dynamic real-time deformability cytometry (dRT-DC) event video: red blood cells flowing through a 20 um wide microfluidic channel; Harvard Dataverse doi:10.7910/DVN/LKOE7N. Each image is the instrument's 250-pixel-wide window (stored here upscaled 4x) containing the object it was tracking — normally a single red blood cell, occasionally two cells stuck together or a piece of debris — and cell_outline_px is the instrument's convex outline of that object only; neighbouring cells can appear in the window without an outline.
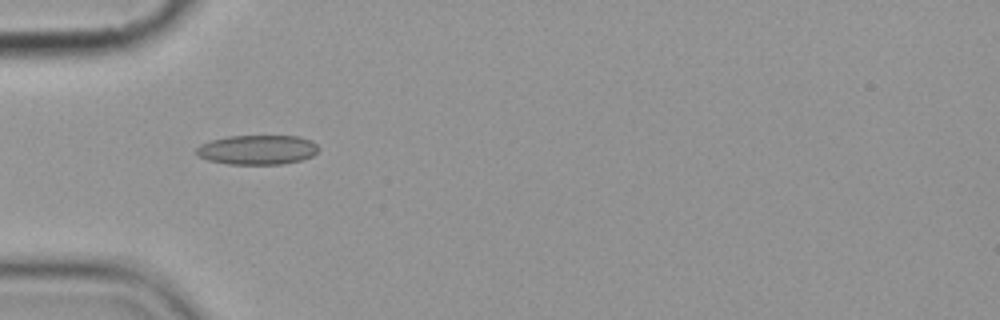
{"species": "common noctule bat (a hibernating species)", "species_latin": "Nyctalus noctula", "temperature_condition": "cold", "stored_images_in_passage": 2, "camera_frame_rate_fps": 3000, "um_per_image_px": 0.085, "animal": {"sex": "female", "body_mass_g": 19.9}, "frame": {"image": 1, "passage_image": 1, "time_ms": 0.0, "image_size_px": [1000, 320], "cell_outline_px": [[320, 148], [312, 156], [300, 160], [280, 164], [228, 164], [208, 160], [200, 156], [196, 152], [196, 148], [200, 144], [212, 140], [228, 136], [300, 136], [312, 140]], "centroid_in_image_um": [21.89, 12.72], "position_along_channel_um": 63.1, "area_um2": 20.98}}
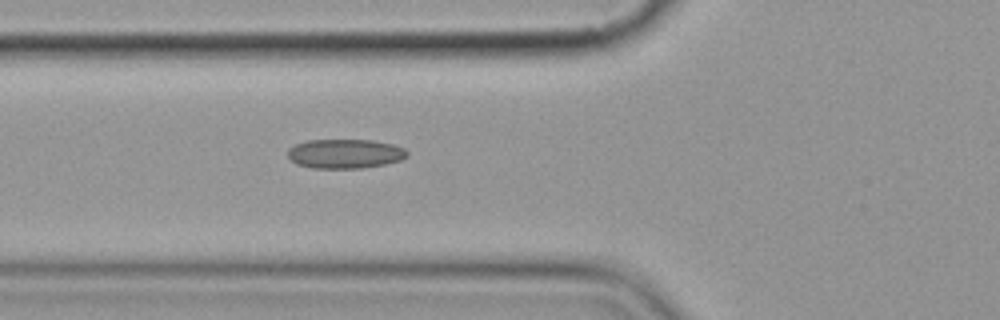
{"frame": {"image": 2, "passage_image": 2, "time_ms": 1.0, "image_size_px": [1000, 320], "cell_outline_px": [[408, 156], [400, 160], [384, 164], [360, 168], [312, 168], [296, 164], [288, 156], [288, 148], [296, 144], [308, 140], [372, 140], [392, 144], [404, 148], [408, 152]], "centroid_in_image_um": [29.32, 13.06], "position_along_channel_um": 96.5, "area_um2": 20.35}}